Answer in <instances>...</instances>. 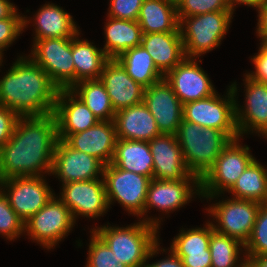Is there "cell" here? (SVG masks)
I'll return each instance as SVG.
<instances>
[{"label": "cell", "instance_id": "obj_10", "mask_svg": "<svg viewBox=\"0 0 267 267\" xmlns=\"http://www.w3.org/2000/svg\"><path fill=\"white\" fill-rule=\"evenodd\" d=\"M55 196L24 223L26 235L47 249L68 236L75 224L69 208Z\"/></svg>", "mask_w": 267, "mask_h": 267}, {"label": "cell", "instance_id": "obj_14", "mask_svg": "<svg viewBox=\"0 0 267 267\" xmlns=\"http://www.w3.org/2000/svg\"><path fill=\"white\" fill-rule=\"evenodd\" d=\"M104 165L95 157L75 150L64 140L59 139L54 152L51 174L65 183L99 179Z\"/></svg>", "mask_w": 267, "mask_h": 267}, {"label": "cell", "instance_id": "obj_7", "mask_svg": "<svg viewBox=\"0 0 267 267\" xmlns=\"http://www.w3.org/2000/svg\"><path fill=\"white\" fill-rule=\"evenodd\" d=\"M239 139L230 141L217 157L213 167L200 180L201 197L213 200L225 191L228 192L255 159L248 145H241Z\"/></svg>", "mask_w": 267, "mask_h": 267}, {"label": "cell", "instance_id": "obj_46", "mask_svg": "<svg viewBox=\"0 0 267 267\" xmlns=\"http://www.w3.org/2000/svg\"><path fill=\"white\" fill-rule=\"evenodd\" d=\"M229 8L231 9V11L234 13V7H236V5H247L250 7H253L254 9L257 8V10L262 7L264 4L267 3V0H227Z\"/></svg>", "mask_w": 267, "mask_h": 267}, {"label": "cell", "instance_id": "obj_28", "mask_svg": "<svg viewBox=\"0 0 267 267\" xmlns=\"http://www.w3.org/2000/svg\"><path fill=\"white\" fill-rule=\"evenodd\" d=\"M105 25L103 51L109 59H116L128 49L141 45L142 30L137 21L108 17Z\"/></svg>", "mask_w": 267, "mask_h": 267}, {"label": "cell", "instance_id": "obj_50", "mask_svg": "<svg viewBox=\"0 0 267 267\" xmlns=\"http://www.w3.org/2000/svg\"><path fill=\"white\" fill-rule=\"evenodd\" d=\"M2 183H3V177H2V174H1V171H0V187H1Z\"/></svg>", "mask_w": 267, "mask_h": 267}, {"label": "cell", "instance_id": "obj_2", "mask_svg": "<svg viewBox=\"0 0 267 267\" xmlns=\"http://www.w3.org/2000/svg\"><path fill=\"white\" fill-rule=\"evenodd\" d=\"M59 88L27 56H20L0 79V105L19 116L54 113Z\"/></svg>", "mask_w": 267, "mask_h": 267}, {"label": "cell", "instance_id": "obj_48", "mask_svg": "<svg viewBox=\"0 0 267 267\" xmlns=\"http://www.w3.org/2000/svg\"><path fill=\"white\" fill-rule=\"evenodd\" d=\"M249 267H267V254L261 256L246 257Z\"/></svg>", "mask_w": 267, "mask_h": 267}, {"label": "cell", "instance_id": "obj_39", "mask_svg": "<svg viewBox=\"0 0 267 267\" xmlns=\"http://www.w3.org/2000/svg\"><path fill=\"white\" fill-rule=\"evenodd\" d=\"M30 20L17 12V10L9 17L0 20V52L3 51L22 34L23 29L28 26ZM22 31V32H21Z\"/></svg>", "mask_w": 267, "mask_h": 267}, {"label": "cell", "instance_id": "obj_43", "mask_svg": "<svg viewBox=\"0 0 267 267\" xmlns=\"http://www.w3.org/2000/svg\"><path fill=\"white\" fill-rule=\"evenodd\" d=\"M182 259L184 267H211V253L206 250L197 254H176Z\"/></svg>", "mask_w": 267, "mask_h": 267}, {"label": "cell", "instance_id": "obj_24", "mask_svg": "<svg viewBox=\"0 0 267 267\" xmlns=\"http://www.w3.org/2000/svg\"><path fill=\"white\" fill-rule=\"evenodd\" d=\"M141 45L164 75L186 58L180 32L143 33Z\"/></svg>", "mask_w": 267, "mask_h": 267}, {"label": "cell", "instance_id": "obj_21", "mask_svg": "<svg viewBox=\"0 0 267 267\" xmlns=\"http://www.w3.org/2000/svg\"><path fill=\"white\" fill-rule=\"evenodd\" d=\"M99 79L115 112L143 102L145 88L135 82L115 59L104 65Z\"/></svg>", "mask_w": 267, "mask_h": 267}, {"label": "cell", "instance_id": "obj_12", "mask_svg": "<svg viewBox=\"0 0 267 267\" xmlns=\"http://www.w3.org/2000/svg\"><path fill=\"white\" fill-rule=\"evenodd\" d=\"M44 178L43 176H17L3 180L0 190L3 189L2 192L11 208L24 223L55 195Z\"/></svg>", "mask_w": 267, "mask_h": 267}, {"label": "cell", "instance_id": "obj_33", "mask_svg": "<svg viewBox=\"0 0 267 267\" xmlns=\"http://www.w3.org/2000/svg\"><path fill=\"white\" fill-rule=\"evenodd\" d=\"M242 247L244 248V245L238 240L215 231L211 223V237L209 244L211 267L245 266L247 261L246 257L242 256L244 258H242V260L240 259V254L243 253Z\"/></svg>", "mask_w": 267, "mask_h": 267}, {"label": "cell", "instance_id": "obj_29", "mask_svg": "<svg viewBox=\"0 0 267 267\" xmlns=\"http://www.w3.org/2000/svg\"><path fill=\"white\" fill-rule=\"evenodd\" d=\"M80 32L72 37V56L75 66V84L83 80L99 79L104 65L110 60L103 49L87 39L80 40Z\"/></svg>", "mask_w": 267, "mask_h": 267}, {"label": "cell", "instance_id": "obj_25", "mask_svg": "<svg viewBox=\"0 0 267 267\" xmlns=\"http://www.w3.org/2000/svg\"><path fill=\"white\" fill-rule=\"evenodd\" d=\"M34 18L33 41L47 38H72L79 33L73 17L53 3L44 4Z\"/></svg>", "mask_w": 267, "mask_h": 267}, {"label": "cell", "instance_id": "obj_38", "mask_svg": "<svg viewBox=\"0 0 267 267\" xmlns=\"http://www.w3.org/2000/svg\"><path fill=\"white\" fill-rule=\"evenodd\" d=\"M10 241L24 232V222L11 208L6 196L0 190V234Z\"/></svg>", "mask_w": 267, "mask_h": 267}, {"label": "cell", "instance_id": "obj_26", "mask_svg": "<svg viewBox=\"0 0 267 267\" xmlns=\"http://www.w3.org/2000/svg\"><path fill=\"white\" fill-rule=\"evenodd\" d=\"M111 164L153 179V157L148 141L117 138Z\"/></svg>", "mask_w": 267, "mask_h": 267}, {"label": "cell", "instance_id": "obj_1", "mask_svg": "<svg viewBox=\"0 0 267 267\" xmlns=\"http://www.w3.org/2000/svg\"><path fill=\"white\" fill-rule=\"evenodd\" d=\"M58 140L54 113L20 116L10 140L0 147L3 180L17 176L51 174Z\"/></svg>", "mask_w": 267, "mask_h": 267}, {"label": "cell", "instance_id": "obj_11", "mask_svg": "<svg viewBox=\"0 0 267 267\" xmlns=\"http://www.w3.org/2000/svg\"><path fill=\"white\" fill-rule=\"evenodd\" d=\"M261 203L244 199H225L205 209L216 219L213 229L245 245L255 224ZM218 224V225H217Z\"/></svg>", "mask_w": 267, "mask_h": 267}, {"label": "cell", "instance_id": "obj_13", "mask_svg": "<svg viewBox=\"0 0 267 267\" xmlns=\"http://www.w3.org/2000/svg\"><path fill=\"white\" fill-rule=\"evenodd\" d=\"M59 199L69 208L74 222L79 215L97 218L109 209L103 178L62 185Z\"/></svg>", "mask_w": 267, "mask_h": 267}, {"label": "cell", "instance_id": "obj_27", "mask_svg": "<svg viewBox=\"0 0 267 267\" xmlns=\"http://www.w3.org/2000/svg\"><path fill=\"white\" fill-rule=\"evenodd\" d=\"M137 22L142 33L180 32L176 1L144 0Z\"/></svg>", "mask_w": 267, "mask_h": 267}, {"label": "cell", "instance_id": "obj_22", "mask_svg": "<svg viewBox=\"0 0 267 267\" xmlns=\"http://www.w3.org/2000/svg\"><path fill=\"white\" fill-rule=\"evenodd\" d=\"M116 140V127L112 120L99 121L89 129L71 134L65 142L73 149L97 158L106 166L113 159Z\"/></svg>", "mask_w": 267, "mask_h": 267}, {"label": "cell", "instance_id": "obj_3", "mask_svg": "<svg viewBox=\"0 0 267 267\" xmlns=\"http://www.w3.org/2000/svg\"><path fill=\"white\" fill-rule=\"evenodd\" d=\"M133 225L112 227L109 224L93 230L128 267H144L149 258L159 254V222L157 218H143Z\"/></svg>", "mask_w": 267, "mask_h": 267}, {"label": "cell", "instance_id": "obj_35", "mask_svg": "<svg viewBox=\"0 0 267 267\" xmlns=\"http://www.w3.org/2000/svg\"><path fill=\"white\" fill-rule=\"evenodd\" d=\"M244 251L245 257L267 254V203L260 205L252 232L244 245Z\"/></svg>", "mask_w": 267, "mask_h": 267}, {"label": "cell", "instance_id": "obj_41", "mask_svg": "<svg viewBox=\"0 0 267 267\" xmlns=\"http://www.w3.org/2000/svg\"><path fill=\"white\" fill-rule=\"evenodd\" d=\"M19 118L17 113L0 105V147L10 140Z\"/></svg>", "mask_w": 267, "mask_h": 267}, {"label": "cell", "instance_id": "obj_4", "mask_svg": "<svg viewBox=\"0 0 267 267\" xmlns=\"http://www.w3.org/2000/svg\"><path fill=\"white\" fill-rule=\"evenodd\" d=\"M175 135L190 173L200 180L232 140L221 130L201 127L184 119Z\"/></svg>", "mask_w": 267, "mask_h": 267}, {"label": "cell", "instance_id": "obj_47", "mask_svg": "<svg viewBox=\"0 0 267 267\" xmlns=\"http://www.w3.org/2000/svg\"><path fill=\"white\" fill-rule=\"evenodd\" d=\"M17 8L9 0H0V20L9 18Z\"/></svg>", "mask_w": 267, "mask_h": 267}, {"label": "cell", "instance_id": "obj_40", "mask_svg": "<svg viewBox=\"0 0 267 267\" xmlns=\"http://www.w3.org/2000/svg\"><path fill=\"white\" fill-rule=\"evenodd\" d=\"M144 0H110L108 17L137 21Z\"/></svg>", "mask_w": 267, "mask_h": 267}, {"label": "cell", "instance_id": "obj_51", "mask_svg": "<svg viewBox=\"0 0 267 267\" xmlns=\"http://www.w3.org/2000/svg\"><path fill=\"white\" fill-rule=\"evenodd\" d=\"M2 58H3V54L0 52V66H1V64H2V62H3V61H2V60H3Z\"/></svg>", "mask_w": 267, "mask_h": 267}, {"label": "cell", "instance_id": "obj_8", "mask_svg": "<svg viewBox=\"0 0 267 267\" xmlns=\"http://www.w3.org/2000/svg\"><path fill=\"white\" fill-rule=\"evenodd\" d=\"M32 56L59 89L75 85V66L72 56V38H47L33 41Z\"/></svg>", "mask_w": 267, "mask_h": 267}, {"label": "cell", "instance_id": "obj_45", "mask_svg": "<svg viewBox=\"0 0 267 267\" xmlns=\"http://www.w3.org/2000/svg\"><path fill=\"white\" fill-rule=\"evenodd\" d=\"M257 36L263 41L267 38V3L258 9Z\"/></svg>", "mask_w": 267, "mask_h": 267}, {"label": "cell", "instance_id": "obj_15", "mask_svg": "<svg viewBox=\"0 0 267 267\" xmlns=\"http://www.w3.org/2000/svg\"><path fill=\"white\" fill-rule=\"evenodd\" d=\"M143 103L161 134H176L183 120V104L165 78L144 89Z\"/></svg>", "mask_w": 267, "mask_h": 267}, {"label": "cell", "instance_id": "obj_18", "mask_svg": "<svg viewBox=\"0 0 267 267\" xmlns=\"http://www.w3.org/2000/svg\"><path fill=\"white\" fill-rule=\"evenodd\" d=\"M148 143L153 157V179L198 178L190 173L175 134H161Z\"/></svg>", "mask_w": 267, "mask_h": 267}, {"label": "cell", "instance_id": "obj_49", "mask_svg": "<svg viewBox=\"0 0 267 267\" xmlns=\"http://www.w3.org/2000/svg\"><path fill=\"white\" fill-rule=\"evenodd\" d=\"M261 43L267 48V38H265Z\"/></svg>", "mask_w": 267, "mask_h": 267}, {"label": "cell", "instance_id": "obj_19", "mask_svg": "<svg viewBox=\"0 0 267 267\" xmlns=\"http://www.w3.org/2000/svg\"><path fill=\"white\" fill-rule=\"evenodd\" d=\"M245 106L235 102L236 124L239 135L248 132L267 135V84L248 78L245 75Z\"/></svg>", "mask_w": 267, "mask_h": 267}, {"label": "cell", "instance_id": "obj_31", "mask_svg": "<svg viewBox=\"0 0 267 267\" xmlns=\"http://www.w3.org/2000/svg\"><path fill=\"white\" fill-rule=\"evenodd\" d=\"M228 192L236 199L267 203V169L254 159Z\"/></svg>", "mask_w": 267, "mask_h": 267}, {"label": "cell", "instance_id": "obj_5", "mask_svg": "<svg viewBox=\"0 0 267 267\" xmlns=\"http://www.w3.org/2000/svg\"><path fill=\"white\" fill-rule=\"evenodd\" d=\"M232 16V11H217L183 17L179 29L186 58H198L218 47L228 32Z\"/></svg>", "mask_w": 267, "mask_h": 267}, {"label": "cell", "instance_id": "obj_16", "mask_svg": "<svg viewBox=\"0 0 267 267\" xmlns=\"http://www.w3.org/2000/svg\"><path fill=\"white\" fill-rule=\"evenodd\" d=\"M196 59L185 58L164 75L183 105L210 97L217 92L207 73L199 67L197 62H201V60L197 61Z\"/></svg>", "mask_w": 267, "mask_h": 267}, {"label": "cell", "instance_id": "obj_32", "mask_svg": "<svg viewBox=\"0 0 267 267\" xmlns=\"http://www.w3.org/2000/svg\"><path fill=\"white\" fill-rule=\"evenodd\" d=\"M70 90L100 121L114 120L116 112L100 79L79 81Z\"/></svg>", "mask_w": 267, "mask_h": 267}, {"label": "cell", "instance_id": "obj_42", "mask_svg": "<svg viewBox=\"0 0 267 267\" xmlns=\"http://www.w3.org/2000/svg\"><path fill=\"white\" fill-rule=\"evenodd\" d=\"M260 44L258 53L251 58L255 71L246 73V76L267 84V48L262 43Z\"/></svg>", "mask_w": 267, "mask_h": 267}, {"label": "cell", "instance_id": "obj_37", "mask_svg": "<svg viewBox=\"0 0 267 267\" xmlns=\"http://www.w3.org/2000/svg\"><path fill=\"white\" fill-rule=\"evenodd\" d=\"M177 17L202 15L209 12L231 11L227 0H176Z\"/></svg>", "mask_w": 267, "mask_h": 267}, {"label": "cell", "instance_id": "obj_20", "mask_svg": "<svg viewBox=\"0 0 267 267\" xmlns=\"http://www.w3.org/2000/svg\"><path fill=\"white\" fill-rule=\"evenodd\" d=\"M54 115L58 139L64 141L71 134L89 129L100 121L70 89H59Z\"/></svg>", "mask_w": 267, "mask_h": 267}, {"label": "cell", "instance_id": "obj_23", "mask_svg": "<svg viewBox=\"0 0 267 267\" xmlns=\"http://www.w3.org/2000/svg\"><path fill=\"white\" fill-rule=\"evenodd\" d=\"M114 122L118 139L151 141L161 135L153 115L143 102L117 111Z\"/></svg>", "mask_w": 267, "mask_h": 267}, {"label": "cell", "instance_id": "obj_30", "mask_svg": "<svg viewBox=\"0 0 267 267\" xmlns=\"http://www.w3.org/2000/svg\"><path fill=\"white\" fill-rule=\"evenodd\" d=\"M115 60L144 88L164 78V74L156 67L151 55L142 45L128 49Z\"/></svg>", "mask_w": 267, "mask_h": 267}, {"label": "cell", "instance_id": "obj_36", "mask_svg": "<svg viewBox=\"0 0 267 267\" xmlns=\"http://www.w3.org/2000/svg\"><path fill=\"white\" fill-rule=\"evenodd\" d=\"M85 267H128L120 262L110 247L92 230Z\"/></svg>", "mask_w": 267, "mask_h": 267}, {"label": "cell", "instance_id": "obj_6", "mask_svg": "<svg viewBox=\"0 0 267 267\" xmlns=\"http://www.w3.org/2000/svg\"><path fill=\"white\" fill-rule=\"evenodd\" d=\"M237 84L227 89L223 98L217 94L183 105V119L201 127L215 128L226 133L232 140L240 138L235 113Z\"/></svg>", "mask_w": 267, "mask_h": 267}, {"label": "cell", "instance_id": "obj_34", "mask_svg": "<svg viewBox=\"0 0 267 267\" xmlns=\"http://www.w3.org/2000/svg\"><path fill=\"white\" fill-rule=\"evenodd\" d=\"M211 237V222H206L203 228L181 230L172 240L170 248L175 254L204 253L209 249Z\"/></svg>", "mask_w": 267, "mask_h": 267}, {"label": "cell", "instance_id": "obj_17", "mask_svg": "<svg viewBox=\"0 0 267 267\" xmlns=\"http://www.w3.org/2000/svg\"><path fill=\"white\" fill-rule=\"evenodd\" d=\"M200 188L199 178H185L182 180L151 179L141 218L147 214L149 209L154 207L162 212L164 211V213H171L170 211L181 208L191 200L193 194L201 195Z\"/></svg>", "mask_w": 267, "mask_h": 267}, {"label": "cell", "instance_id": "obj_44", "mask_svg": "<svg viewBox=\"0 0 267 267\" xmlns=\"http://www.w3.org/2000/svg\"><path fill=\"white\" fill-rule=\"evenodd\" d=\"M168 257L152 264H145L144 267H184L182 259L178 257L171 249Z\"/></svg>", "mask_w": 267, "mask_h": 267}, {"label": "cell", "instance_id": "obj_9", "mask_svg": "<svg viewBox=\"0 0 267 267\" xmlns=\"http://www.w3.org/2000/svg\"><path fill=\"white\" fill-rule=\"evenodd\" d=\"M108 206L117 201L130 214L141 216L144 212L148 186L151 178L122 170L111 163L104 166L102 177Z\"/></svg>", "mask_w": 267, "mask_h": 267}]
</instances>
